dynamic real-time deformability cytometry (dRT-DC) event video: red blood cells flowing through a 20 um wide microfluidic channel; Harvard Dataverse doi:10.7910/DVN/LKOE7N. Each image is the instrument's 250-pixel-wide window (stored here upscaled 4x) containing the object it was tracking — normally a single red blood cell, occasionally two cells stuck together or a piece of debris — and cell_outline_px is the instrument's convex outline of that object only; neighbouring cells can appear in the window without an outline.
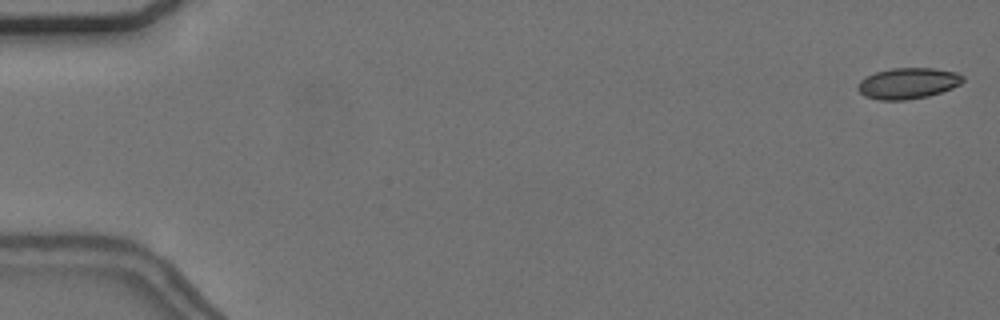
{"species": "common noctule bat (a hibernating species)", "species_latin": "Nyctalus noctula", "temperature_condition": "cold", "stored_images_in_passage": 4, "camera_frame_rate_fps": 3000, "um_per_image_px": 0.085, "animal": {"sex": "female", "body_mass_g": 24.6, "forearm_length_mm": 56.2}, "frame": {"image": 1, "passage_image": 1, "time_ms": 0.0, "image_size_px": [1000, 320], "cell_outline_px": [[964, 80], [960, 84], [952, 88], [928, 96], [904, 100], [880, 100], [864, 96], [856, 88], [856, 84], [864, 76], [876, 72], [892, 68], [932, 68], [956, 72], [964, 76]], "centroid_in_image_um": [77.14, 7.08], "position_along_channel_um": 7.9, "area_um2": 19.07}}